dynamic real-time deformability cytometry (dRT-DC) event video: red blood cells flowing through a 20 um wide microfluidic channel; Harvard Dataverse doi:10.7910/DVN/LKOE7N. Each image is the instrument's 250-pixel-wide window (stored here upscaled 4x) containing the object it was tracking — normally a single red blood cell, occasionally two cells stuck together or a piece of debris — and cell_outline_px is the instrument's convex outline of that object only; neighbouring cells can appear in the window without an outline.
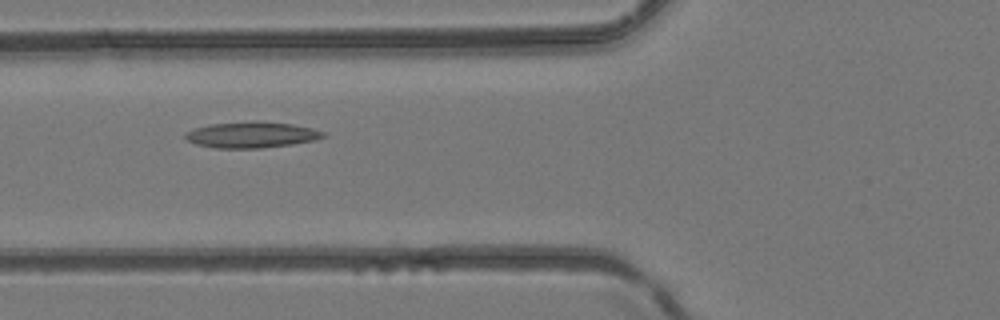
{"species": "common noctule bat (a hibernating species)", "species_latin": "Nyctalus noctula", "temperature_condition": "room temperature", "stored_images_in_passage": 6, "camera_frame_rate_fps": 3000, "um_per_image_px": 0.085, "animal": {"sex": "female", "body_mass_g": 24.6, "forearm_length_mm": 56.2}, "frame": {"image": 1, "passage_image": 6, "time_ms": 1.667, "image_size_px": [1000, 320], "cell_outline_px": [[328, 136], [316, 140], [292, 144], [260, 148], [216, 148], [196, 144], [188, 140], [184, 136], [184, 132], [208, 124], [256, 120], [292, 124], [312, 128], [324, 132]], "centroid_in_image_um": [21.4, 11.45], "position_along_channel_um": 104.4, "area_um2": 21.1}}